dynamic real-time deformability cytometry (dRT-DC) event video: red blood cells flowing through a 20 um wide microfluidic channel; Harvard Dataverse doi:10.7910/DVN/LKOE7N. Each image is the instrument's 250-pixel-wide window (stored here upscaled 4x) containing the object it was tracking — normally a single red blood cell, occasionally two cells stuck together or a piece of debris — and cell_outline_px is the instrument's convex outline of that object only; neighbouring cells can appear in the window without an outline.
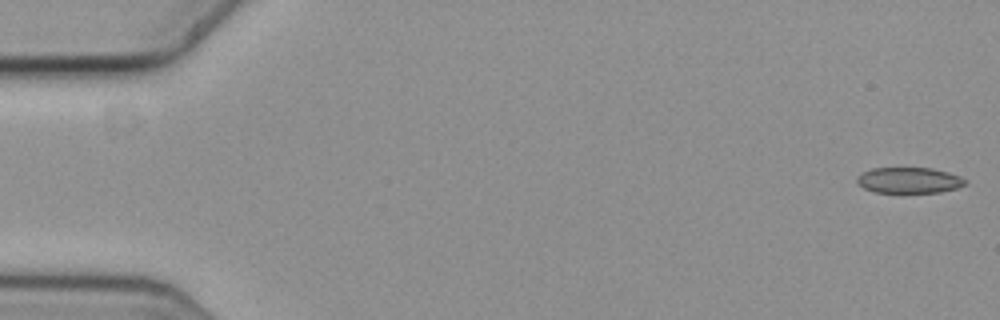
{"species": "common noctule bat (a hibernating species)", "species_latin": "Nyctalus noctula", "temperature_condition": "cold", "stored_images_in_passage": 57, "camera_frame_rate_fps": 3000, "um_per_image_px": 0.085, "animal": {"sex": "female", "body_mass_g": 19.3, "forearm_length_mm": 54.1}, "frame": {"image": 1, "passage_image": 1, "time_ms": 0.0, "image_size_px": [1000, 320], "cell_outline_px": [[968, 180], [964, 184], [956, 188], [940, 192], [876, 192], [864, 188], [856, 180], [856, 176], [860, 172], [872, 168], [932, 168], [948, 172], [960, 176]], "centroid_in_image_um": [77.25, 15.31], "position_along_channel_um": 7.7, "area_um2": 16.24}}
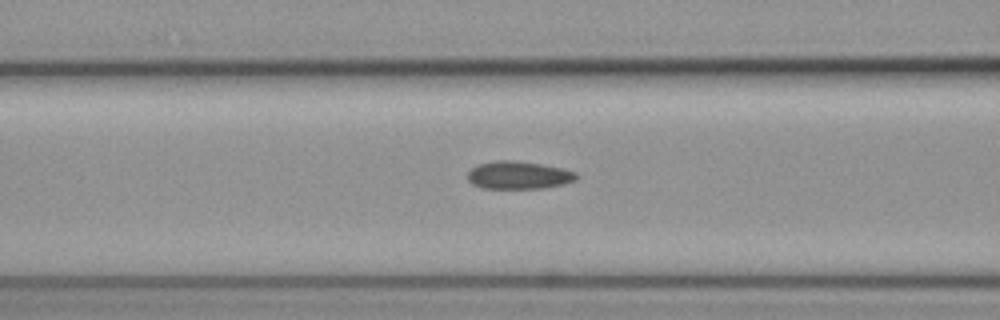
{"frame": {"image": 2, "passage_image": 23, "time_ms": 7.333, "image_size_px": [1000, 320], "cell_outline_px": [[580, 176], [576, 180], [564, 184], [544, 188], [480, 188], [472, 184], [468, 180], [468, 172], [472, 168], [480, 164], [496, 160], [512, 160], [540, 164], [560, 168], [576, 172]], "centroid_in_image_um": [44.09, 14.9], "position_along_channel_um": 122.5, "area_um2": 17.57}}
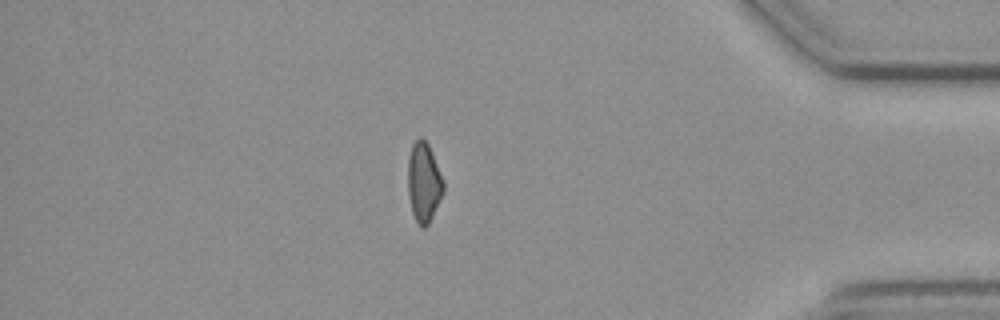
{"frame": {"image": 3, "passage_image": 49, "time_ms": 16.0, "image_size_px": [1000, 320], "cell_outline_px": [[444, 192], [428, 224], [424, 228], [420, 228], [412, 212], [408, 196], [408, 156], [412, 144], [420, 136], [428, 144], [432, 152], [444, 180]], "centroid_in_image_um": [36.02, 15.49], "position_along_channel_um": 399.2, "area_um2": 16.59}, "authors_computed_cell_mechanics": {"area_um2": 17.3978, "velocity_mm_per_s": 3.6383, "shape_relaxation_time_tau1_ms": null, "shape_relaxation_time_tau2_ms": 7.8203, "deformation_change_tau1": null, "deformation_change_tau2": 0.135}}